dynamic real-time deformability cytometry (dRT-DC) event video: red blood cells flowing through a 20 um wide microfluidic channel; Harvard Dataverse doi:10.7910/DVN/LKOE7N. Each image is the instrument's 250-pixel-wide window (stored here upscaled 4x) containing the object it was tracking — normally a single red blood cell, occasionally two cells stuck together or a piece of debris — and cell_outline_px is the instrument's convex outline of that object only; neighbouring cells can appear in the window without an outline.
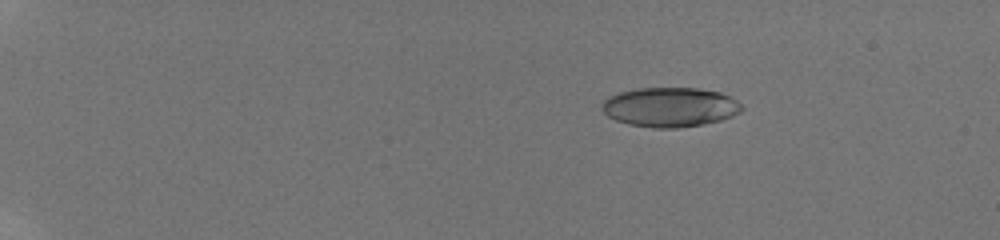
{"species": "human", "species_latin": "Homo sapiens", "temperature_condition": "room temperature", "stored_images_in_passage": 81, "camera_frame_rate_fps": 3000, "um_per_image_px": 0.085, "donor": {"sex": "male"}, "frame": {"image": 1, "passage_image": 15, "time_ms": 3.333, "image_size_px": [1000, 240], "cell_outline_px": [[744, 108], [740, 112], [732, 116], [720, 120], [704, 124], [680, 128], [656, 128], [628, 124], [616, 120], [608, 116], [600, 108], [600, 104], [608, 96], [620, 92], [636, 88], [696, 88], [720, 92], [736, 100]], "centroid_in_image_um": [56.92, 9.1], "position_along_channel_um": 28.1, "area_um2": 32.31}}
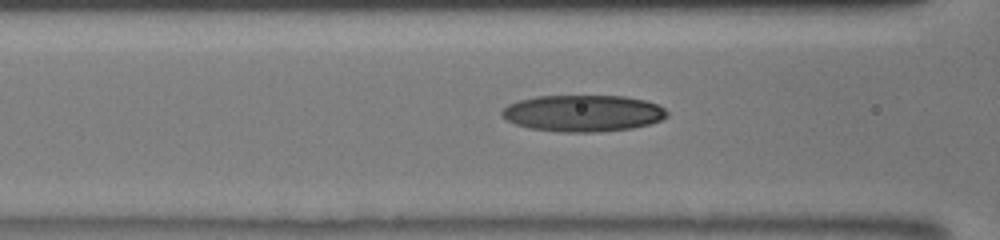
{"frame": {"image": 2, "passage_image": 39, "time_ms": 8.667, "image_size_px": [1000, 240], "cell_outline_px": [[668, 116], [660, 120], [648, 124], [632, 128], [596, 132], [560, 132], [528, 128], [516, 124], [500, 116], [500, 112], [508, 104], [520, 100], [536, 96], [624, 96], [644, 100], [656, 104], [664, 108], [668, 112]], "centroid_in_image_um": [49.53, 9.63], "position_along_channel_um": 117.1, "area_um2": 35.2}}
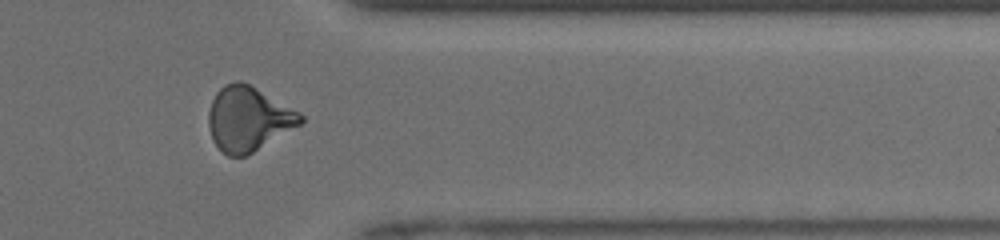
{"frame": {"image": 3, "passage_image": 70, "time_ms": 15.333, "image_size_px": [1000, 240], "cell_outline_px": [[304, 120], [300, 124], [252, 152], [244, 156], [228, 156], [212, 140], [208, 128], [208, 112], [212, 100], [216, 92], [224, 84], [236, 80], [240, 80], [248, 84], [300, 112], [304, 116]], "centroid_in_image_um": [21.07, 10.08], "position_along_channel_um": 390.3, "area_um2": 34.1}, "authors_computed_cell_mechanics": {"area_um2": 32.946, "velocity_mm_per_s": 4.1451, "shape_relaxation_time_tau1_ms": null, "shape_relaxation_time_tau2_ms": 4.448, "deformation_change_tau1": null, "deformation_change_tau2": 0.1037}}